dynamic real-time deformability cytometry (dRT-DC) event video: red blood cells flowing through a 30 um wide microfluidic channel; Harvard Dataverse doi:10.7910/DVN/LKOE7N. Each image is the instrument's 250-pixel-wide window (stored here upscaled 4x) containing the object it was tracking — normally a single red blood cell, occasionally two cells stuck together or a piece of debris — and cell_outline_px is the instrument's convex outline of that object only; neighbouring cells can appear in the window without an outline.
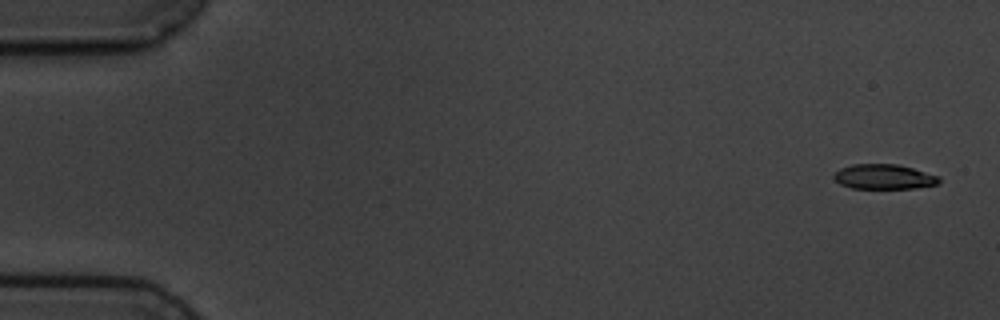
{"species": "common noctule bat (a hibernating species)", "species_latin": "Nyctalus noctula", "temperature_condition": "cold", "stored_images_in_passage": 6, "camera_frame_rate_fps": 3000, "um_per_image_px": 0.085, "animal": {"sex": "male", "body_mass_g": 19.5, "forearm_length_mm": 54.6}, "frame": {"image": 1, "passage_image": 1, "time_ms": 0.0, "image_size_px": [1000, 320], "cell_outline_px": [[940, 180], [936, 184], [916, 188], [852, 188], [840, 184], [832, 176], [840, 168], [852, 164], [900, 164], [940, 176]], "centroid_in_image_um": [75.14, 15.01], "position_along_channel_um": 9.9, "area_um2": 15.26}}